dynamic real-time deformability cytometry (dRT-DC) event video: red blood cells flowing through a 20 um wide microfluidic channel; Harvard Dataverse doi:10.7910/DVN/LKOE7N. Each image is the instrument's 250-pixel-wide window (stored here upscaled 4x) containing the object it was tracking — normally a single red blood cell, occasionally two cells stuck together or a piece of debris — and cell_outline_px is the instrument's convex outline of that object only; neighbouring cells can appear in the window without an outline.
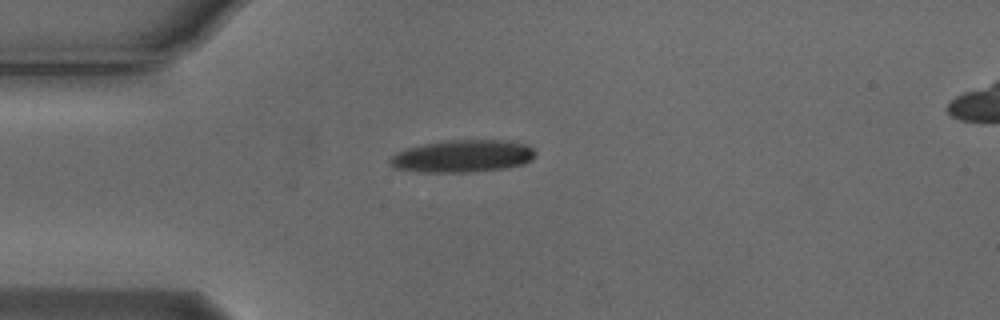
{"species": "Egyptian fruit bat (a non-hibernating species)", "species_latin": "Rousettus aegyptiacus", "temperature_condition": "cold", "stored_images_in_passage": 31, "camera_frame_rate_fps": 3000, "um_per_image_px": 0.085, "animal": {"sex": "male"}, "frame": {"image": 1, "passage_image": 1, "time_ms": 0.0, "image_size_px": [1000, 320], "cell_outline_px": [[536, 156], [532, 160], [524, 164], [504, 168], [472, 172], [420, 172], [396, 168], [388, 160], [392, 156], [408, 148], [424, 144], [448, 140], [496, 140], [524, 144], [532, 148], [536, 152]], "centroid_in_image_um": [39.36, 13.28], "position_along_channel_um": 45.6, "area_um2": 27.11}}
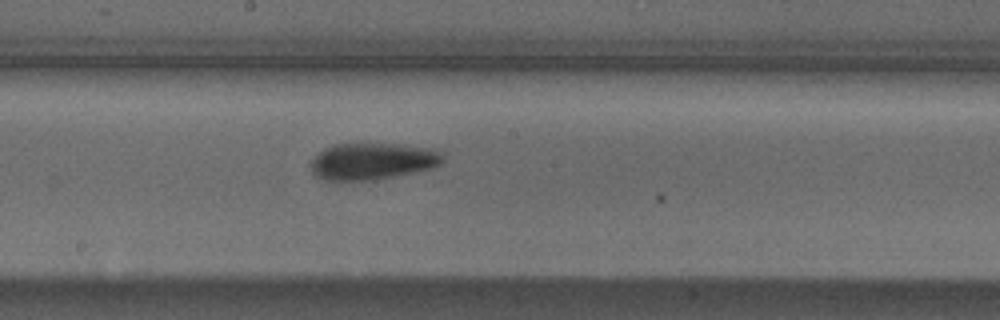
{"frame": {"image": 2, "passage_image": 16, "time_ms": 5.0, "image_size_px": [1000, 320], "cell_outline_px": [[444, 160], [440, 164], [432, 168], [372, 180], [324, 180], [316, 176], [312, 172], [312, 160], [324, 148], [336, 144], [404, 144], [436, 148], [444, 152]], "centroid_in_image_um": [31.73, 13.69], "position_along_channel_um": 216.5, "area_um2": 28.26}}
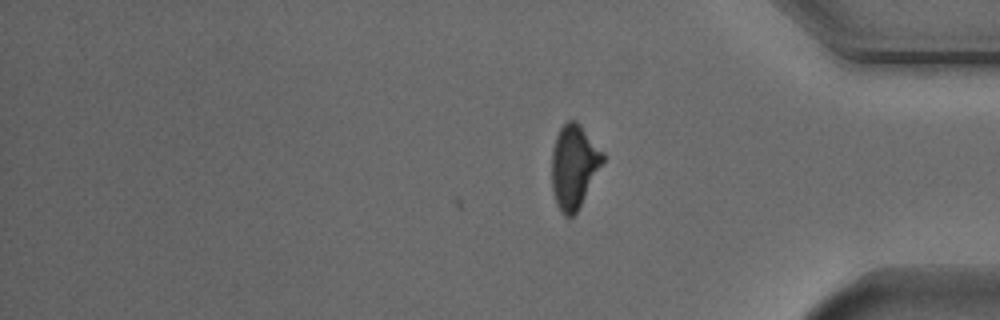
{"frame": {"image": 3, "passage_image": 31, "time_ms": 10.0, "image_size_px": [1000, 320], "cell_outline_px": [[604, 160], [576, 212], [572, 216], [564, 216], [560, 212], [556, 204], [552, 192], [552, 148], [556, 136], [560, 128], [568, 120], [576, 120], [580, 124], [604, 152]], "centroid_in_image_um": [48.76, 14.12], "position_along_channel_um": 386.4, "area_um2": 24.74}, "authors_computed_cell_mechanics": {"area_um2": 27.2816, "velocity_mm_per_s": 3.7569, "shape_relaxation_time_tau1_ms": 3.9285, "shape_relaxation_time_tau2_ms": 5.4384, "deformation_change_tau1": 0.1433, "deformation_change_tau2": 0.1434}}